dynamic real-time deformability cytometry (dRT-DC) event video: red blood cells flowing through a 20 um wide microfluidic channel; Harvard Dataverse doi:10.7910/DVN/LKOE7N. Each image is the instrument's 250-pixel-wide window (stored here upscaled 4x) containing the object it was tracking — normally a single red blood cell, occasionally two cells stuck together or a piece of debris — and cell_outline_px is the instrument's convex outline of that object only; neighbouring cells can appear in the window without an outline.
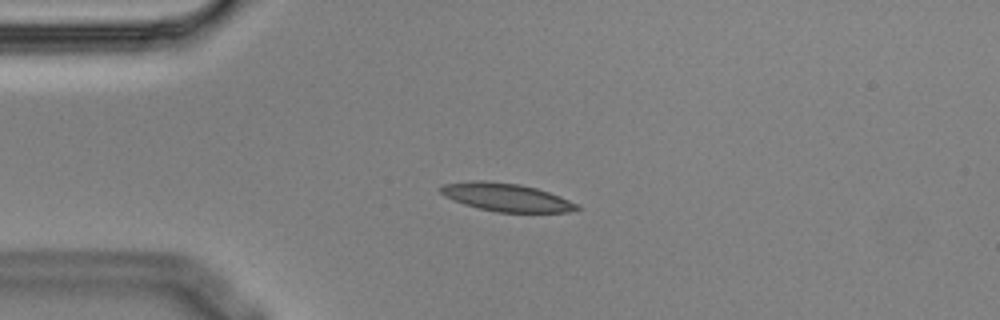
{"species": "Egyptian fruit bat (a non-hibernating species)", "species_latin": "Rousettus aegyptiacus", "temperature_condition": "cold", "stored_images_in_passage": 4, "camera_frame_rate_fps": 3000, "um_per_image_px": 0.085, "animal": {"sex": "male"}, "frame": {"image": 1, "passage_image": 3, "time_ms": 0.667, "image_size_px": [1000, 320], "cell_outline_px": [[580, 208], [568, 212], [496, 212], [464, 204], [452, 200], [444, 196], [440, 192], [440, 188], [444, 184], [468, 180], [484, 180], [520, 184], [536, 188], [560, 196], [580, 204]], "centroid_in_image_um": [43.03, 16.76], "position_along_channel_um": 42.0, "area_um2": 22.37}}